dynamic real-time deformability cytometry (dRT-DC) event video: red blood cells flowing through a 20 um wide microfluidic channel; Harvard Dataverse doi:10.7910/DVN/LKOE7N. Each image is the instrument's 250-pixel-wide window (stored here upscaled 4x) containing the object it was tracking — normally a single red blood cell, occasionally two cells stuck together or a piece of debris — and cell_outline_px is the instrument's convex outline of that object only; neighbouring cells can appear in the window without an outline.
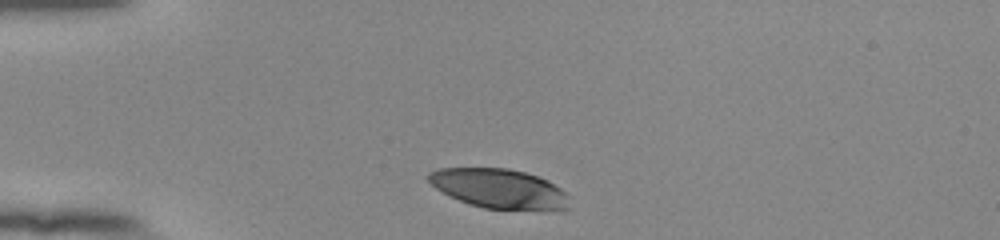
{"species": "human", "species_latin": "Homo sapiens", "temperature_condition": "room temperature", "stored_images_in_passage": 32, "camera_frame_rate_fps": 3000, "um_per_image_px": 0.085, "donor": {"sex": "female"}, "frame": {"image": 1, "passage_image": 1, "time_ms": 0.0, "image_size_px": [1000, 240], "cell_outline_px": [[568, 208], [484, 208], [460, 200], [436, 188], [428, 180], [428, 172], [440, 168], [508, 168], [524, 172], [548, 180], [560, 188], [568, 196]], "centroid_in_image_um": [42.38, 15.99], "position_along_channel_um": 42.6, "area_um2": 31.39}}
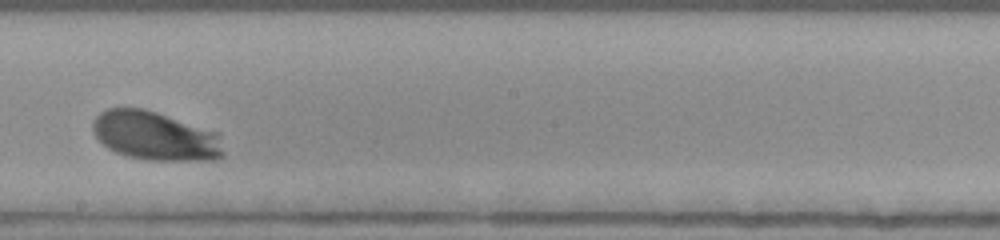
{"frame": {"image": 2, "passage_image": 19, "time_ms": 6.0, "image_size_px": [1000, 240], "cell_outline_px": [[220, 156], [216, 160], [148, 160], [128, 156], [116, 152], [108, 148], [96, 136], [92, 128], [92, 120], [100, 112], [108, 108], [144, 108], [220, 132]], "centroid_in_image_um": [13.17, 11.53], "position_along_channel_um": 235.0, "area_um2": 37.11}}
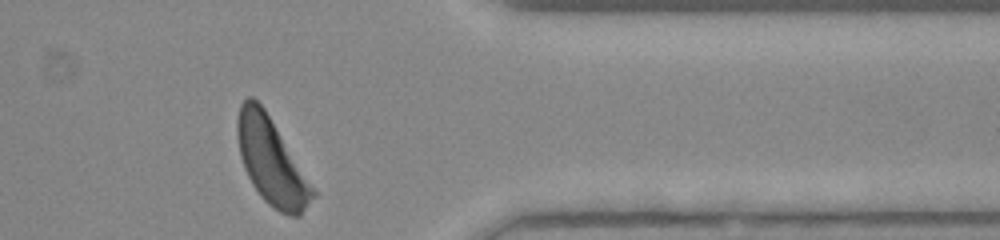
{"frame": {"image": 3, "passage_image": 32, "time_ms": 10.333, "image_size_px": [1000, 240], "cell_outline_px": [[316, 196], [300, 216], [288, 216], [272, 208], [260, 196], [252, 184], [244, 168], [240, 156], [236, 132], [236, 120], [240, 104], [248, 96], [252, 96], [264, 108], [316, 192]], "centroid_in_image_um": [23.04, 13.74], "position_along_channel_um": 388.4, "area_um2": 37.57}, "authors_computed_cell_mechanics": {"area_um2": 35.5181, "velocity_mm_per_s": 3.8079, "shape_relaxation_time_tau1_ms": 2.4712, "shape_relaxation_time_tau2_ms": null, "deformation_change_tau1": 0.1747, "deformation_change_tau2": null}}